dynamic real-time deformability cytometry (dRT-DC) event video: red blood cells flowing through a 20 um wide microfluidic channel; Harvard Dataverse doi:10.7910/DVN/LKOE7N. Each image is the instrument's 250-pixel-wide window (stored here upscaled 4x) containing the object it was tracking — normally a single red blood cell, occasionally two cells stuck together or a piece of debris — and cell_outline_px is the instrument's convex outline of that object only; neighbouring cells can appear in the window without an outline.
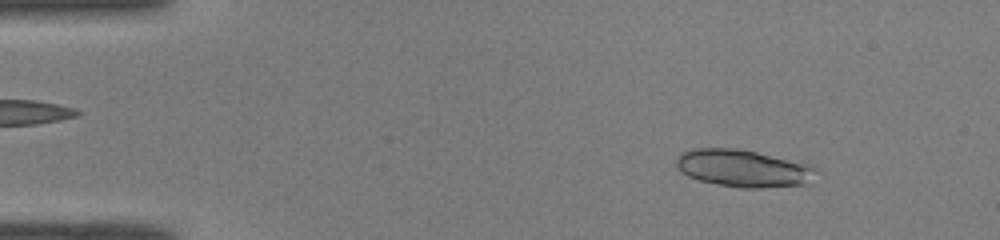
{"species": "common noctule bat (a hibernating species)", "species_latin": "Nyctalus noctula", "temperature_condition": "room temperature", "stored_images_in_passage": 43, "camera_frame_rate_fps": 3000, "um_per_image_px": 0.085, "animal": {"sex": "male", "body_mass_g": 19.0, "forearm_length_mm": 50.8}, "frame": {"image": 1, "passage_image": 1, "time_ms": 0.0, "image_size_px": [1000, 240], "cell_outline_px": [[816, 168], [808, 184], [760, 188], [736, 188], [716, 184], [700, 180], [688, 176], [680, 172], [676, 168], [676, 160], [684, 152], [692, 148], [736, 148], [756, 152], [812, 164]], "centroid_in_image_um": [63.16, 14.31], "position_along_channel_um": 21.8, "area_um2": 30.46}, "authors_computed_cell_mechanics": {"area_um2": 17.918, "velocity_mm_per_s": 4.1027, "shape_relaxation_time_tau1_ms": 1.2499, "shape_relaxation_time_tau2_ms": 2.3898, "deformation_change_tau1": 0.2878, "deformation_change_tau2": 0.082}}